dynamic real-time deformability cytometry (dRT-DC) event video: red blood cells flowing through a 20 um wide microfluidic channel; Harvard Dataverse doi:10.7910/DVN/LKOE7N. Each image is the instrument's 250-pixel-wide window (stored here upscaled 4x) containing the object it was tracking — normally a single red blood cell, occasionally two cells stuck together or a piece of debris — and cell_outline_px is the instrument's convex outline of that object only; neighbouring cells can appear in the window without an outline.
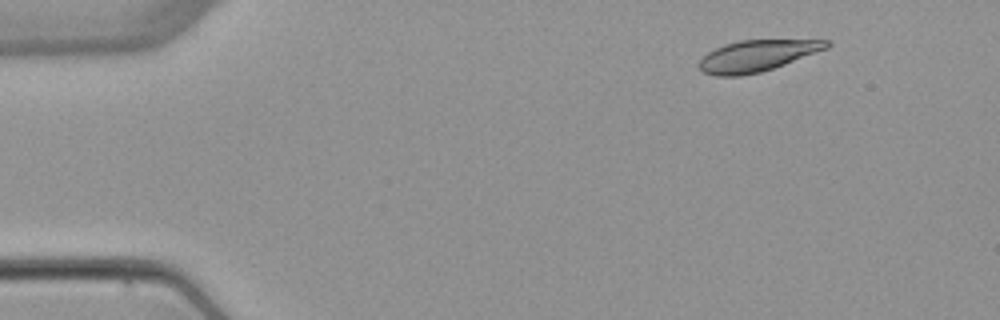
{"species": "common noctule bat (a hibernating species)", "species_latin": "Nyctalus noctula", "temperature_condition": "warm", "stored_images_in_passage": 5, "camera_frame_rate_fps": 3000, "um_per_image_px": 0.085, "animal": {"sex": "female", "body_mass_g": 22.7, "forearm_length_mm": 54.2}, "frame": {"image": 1, "passage_image": 2, "time_ms": 1.0, "image_size_px": [1000, 320], "cell_outline_px": [[832, 44], [828, 48], [784, 64], [760, 72], [740, 76], [716, 76], [704, 72], [700, 68], [700, 60], [708, 52], [724, 44], [740, 40], [832, 40]], "centroid_in_image_um": [64.37, 4.73], "position_along_channel_um": 20.6, "area_um2": 23.0}}
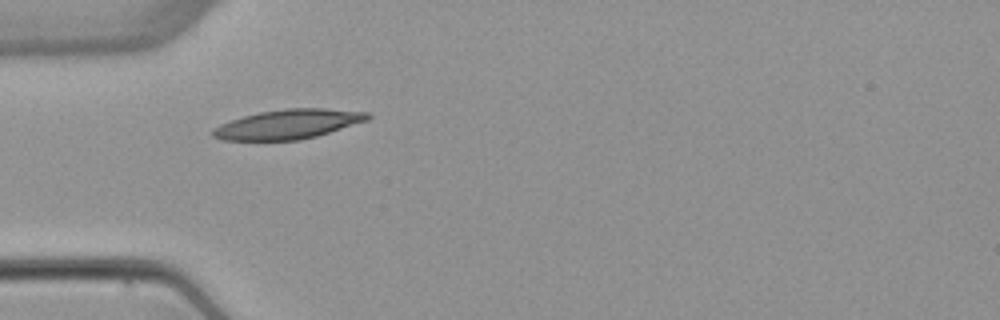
{"frame": {"image": 2, "passage_image": 4, "time_ms": 4.333, "image_size_px": [1000, 320], "cell_outline_px": [[372, 116], [368, 120], [316, 136], [300, 140], [224, 140], [212, 136], [212, 128], [220, 124], [244, 116], [260, 112], [284, 108], [324, 108], [372, 112]], "centroid_in_image_um": [24.52, 10.55], "position_along_channel_um": 60.5, "area_um2": 26.59}}
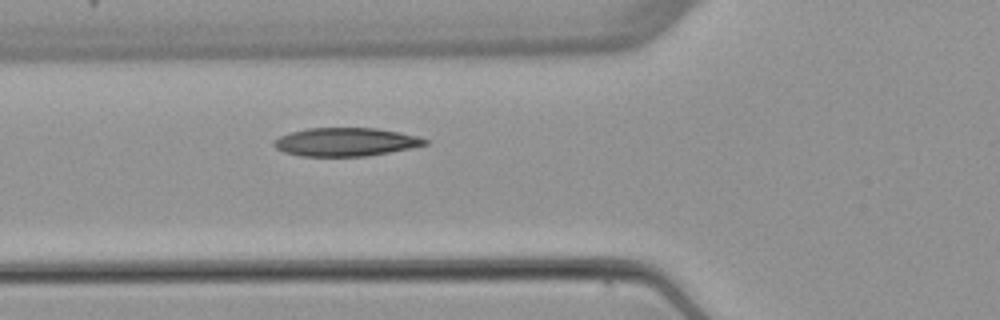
{"frame": {"image": 3, "passage_image": 5, "time_ms": 5.333, "image_size_px": [1000, 320], "cell_outline_px": [[428, 144], [412, 148], [368, 156], [300, 156], [284, 152], [276, 148], [272, 144], [272, 140], [280, 136], [292, 132], [308, 128], [376, 128], [400, 132], [416, 136], [428, 140]], "centroid_in_image_um": [29.37, 12.07], "position_along_channel_um": 96.4, "area_um2": 25.03}}